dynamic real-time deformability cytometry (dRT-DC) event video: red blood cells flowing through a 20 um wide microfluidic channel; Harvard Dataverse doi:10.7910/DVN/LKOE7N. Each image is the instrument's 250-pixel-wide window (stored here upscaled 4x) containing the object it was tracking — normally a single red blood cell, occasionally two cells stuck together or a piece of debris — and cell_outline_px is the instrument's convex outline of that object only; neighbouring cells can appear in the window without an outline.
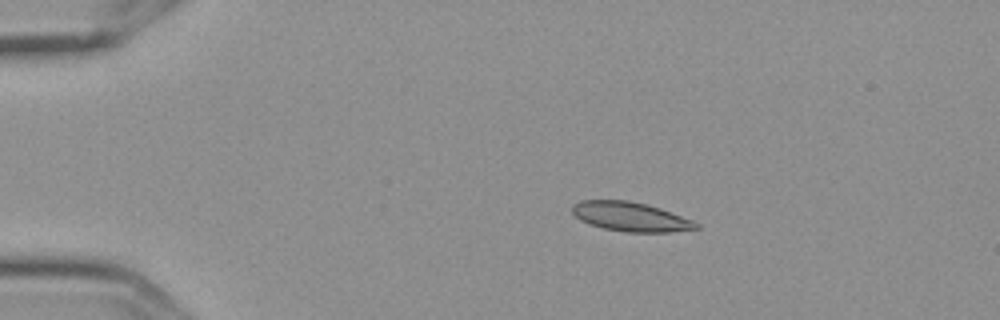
{"species": "Egyptian fruit bat (a non-hibernating species)", "species_latin": "Rousettus aegyptiacus", "temperature_condition": "cold", "stored_images_in_passage": 6, "camera_frame_rate_fps": 3000, "um_per_image_px": 0.085, "frame": {"image": 1, "passage_image": 3, "time_ms": 0.667, "image_size_px": [1000, 320], "cell_outline_px": [[700, 228], [668, 232], [628, 232], [604, 228], [588, 224], [580, 220], [572, 212], [572, 204], [580, 200], [628, 200], [648, 204], [660, 208], [692, 220], [700, 224]], "centroid_in_image_um": [53.58, 18.41], "position_along_channel_um": 31.4, "area_um2": 21.15}}
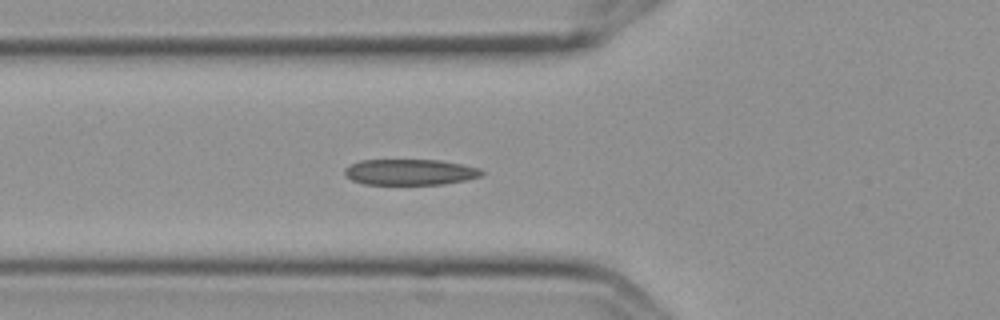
{"frame": {"image": 2, "passage_image": 6, "time_ms": 1.667, "image_size_px": [1000, 320], "cell_outline_px": [[484, 172], [480, 176], [464, 180], [444, 184], [364, 184], [352, 180], [344, 172], [344, 168], [360, 160], [440, 160], [480, 168]], "centroid_in_image_um": [34.85, 14.62], "position_along_channel_um": 91.0, "area_um2": 20.46}}